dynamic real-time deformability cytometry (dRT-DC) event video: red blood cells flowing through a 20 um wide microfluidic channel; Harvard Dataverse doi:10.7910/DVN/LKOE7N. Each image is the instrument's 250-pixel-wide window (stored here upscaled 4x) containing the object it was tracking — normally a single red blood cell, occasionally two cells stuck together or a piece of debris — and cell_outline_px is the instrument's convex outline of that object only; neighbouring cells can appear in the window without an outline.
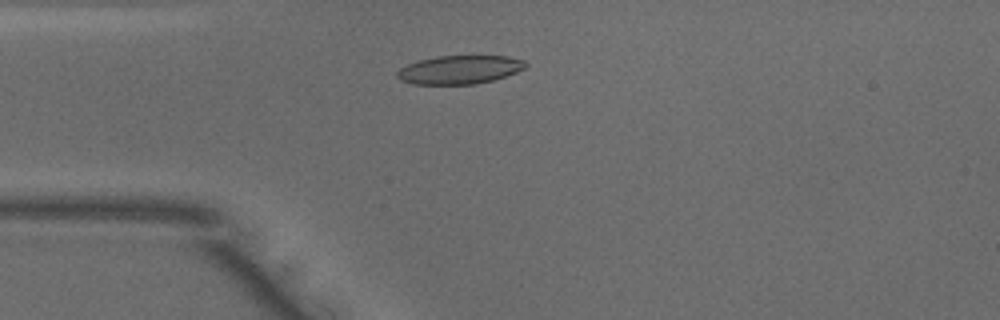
{"species": "common noctule bat (a hibernating species)", "species_latin": "Nyctalus noctula", "temperature_condition": "warm", "stored_images_in_passage": 37, "camera_frame_rate_fps": 3000, "um_per_image_px": 0.085, "animal": {"sex": "male", "body_mass_g": 18.8}, "frame": {"image": 1, "passage_image": 10, "time_ms": 3.0, "image_size_px": [1000, 320], "cell_outline_px": [[528, 64], [524, 68], [516, 72], [492, 80], [476, 84], [412, 84], [400, 80], [396, 76], [396, 72], [400, 68], [408, 64], [420, 60], [436, 56], [508, 56], [524, 60]], "centroid_in_image_um": [39.04, 5.92], "position_along_channel_um": 46.0, "area_um2": 21.27}}
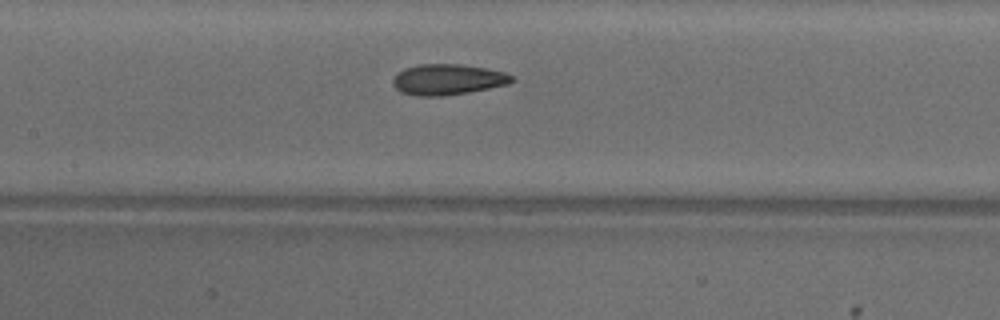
{"frame": {"image": 2, "passage_image": 20, "time_ms": 6.333, "image_size_px": [1000, 320], "cell_outline_px": [[512, 80], [508, 84], [468, 92], [444, 96], [420, 96], [400, 92], [392, 84], [392, 80], [396, 72], [404, 68], [420, 64], [460, 64], [484, 68], [504, 72], [512, 76]], "centroid_in_image_um": [37.99, 6.75], "position_along_channel_um": 169.4, "area_um2": 21.21}}
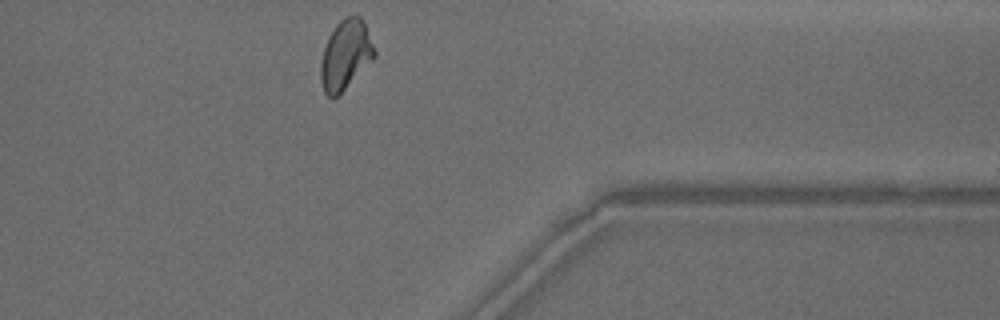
{"frame": {"image": 3, "passage_image": 37, "time_ms": 12.0, "image_size_px": [1000, 320], "cell_outline_px": [[376, 56], [332, 100], [324, 92], [320, 80], [320, 64], [324, 48], [328, 36], [336, 24], [340, 20], [348, 16], [360, 16], [364, 24], [376, 52]], "centroid_in_image_um": [29.34, 4.66], "position_along_channel_um": 382.1, "area_um2": 21.33}, "authors_computed_cell_mechanics": {"area_um2": 21.2126, "velocity_mm_per_s": 4.0201, "shape_relaxation_time_tau1_ms": 6.1718, "shape_relaxation_time_tau2_ms": 2.2171, "deformation_change_tau1": 0.1901, "deformation_change_tau2": 0.0782}}